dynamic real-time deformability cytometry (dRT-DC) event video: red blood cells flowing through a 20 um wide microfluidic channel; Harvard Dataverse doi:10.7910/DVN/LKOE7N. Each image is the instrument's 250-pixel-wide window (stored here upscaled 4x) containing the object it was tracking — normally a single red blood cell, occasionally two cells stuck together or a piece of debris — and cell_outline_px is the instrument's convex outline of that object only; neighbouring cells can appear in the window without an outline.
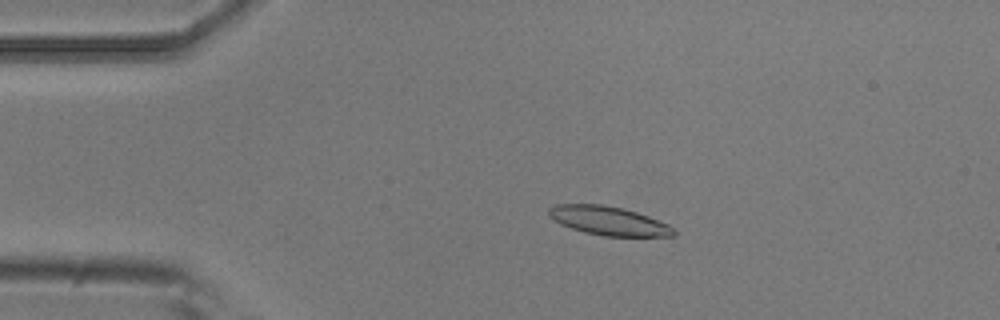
{"species": "common noctule bat (a hibernating species)", "species_latin": "Nyctalus noctula", "temperature_condition": "room temperature", "stored_images_in_passage": 6, "camera_frame_rate_fps": 3000, "um_per_image_px": 0.085, "animal": {"sex": "male", "body_mass_g": 20.5, "forearm_length_mm": 52.5}, "frame": {"image": 1, "passage_image": 4, "time_ms": 1.0, "image_size_px": [1000, 320], "cell_outline_px": [[676, 236], [604, 236], [584, 232], [560, 224], [552, 220], [548, 216], [548, 208], [556, 204], [604, 204], [624, 208], [648, 216], [668, 224], [676, 232]], "centroid_in_image_um": [51.7, 18.76], "position_along_channel_um": 33.3, "area_um2": 21.1}}
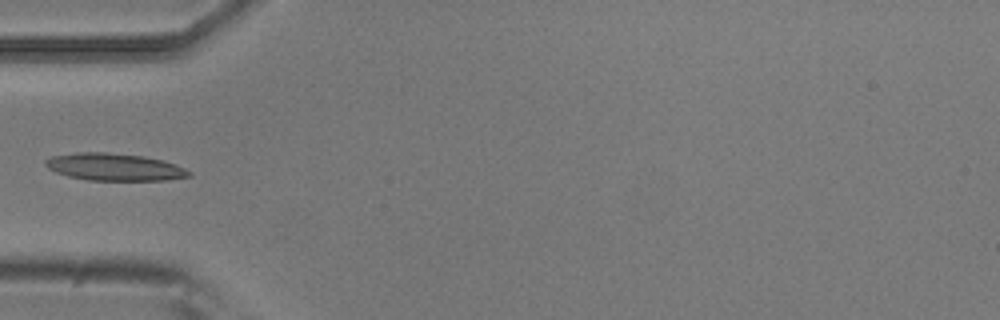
{"frame": {"image": 2, "passage_image": 6, "time_ms": 1.667, "image_size_px": [1000, 320], "cell_outline_px": [[192, 176], [168, 180], [88, 180], [68, 176], [56, 172], [48, 168], [44, 164], [44, 160], [52, 156], [76, 152], [104, 152], [144, 156], [164, 160], [176, 164], [192, 172]], "centroid_in_image_um": [9.74, 14.19], "position_along_channel_um": 75.3, "area_um2": 22.95}}